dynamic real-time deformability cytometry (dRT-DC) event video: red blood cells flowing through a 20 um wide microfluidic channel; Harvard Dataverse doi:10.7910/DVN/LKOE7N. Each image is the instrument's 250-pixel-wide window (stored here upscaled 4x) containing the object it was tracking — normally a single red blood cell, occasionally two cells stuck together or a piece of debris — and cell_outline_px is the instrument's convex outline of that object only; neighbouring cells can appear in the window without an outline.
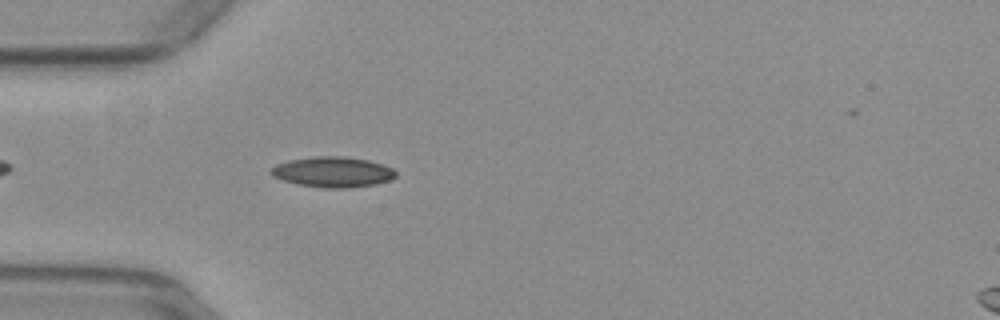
{"species": "common noctule bat (a hibernating species)", "species_latin": "Nyctalus noctula", "temperature_condition": "warm", "stored_images_in_passage": 42, "camera_frame_rate_fps": 3000, "um_per_image_px": 0.085, "animal": {"sex": "female", "body_mass_g": 29.2, "forearm_length_mm": 56.3}, "frame": {"image": 1, "passage_image": 5, "time_ms": 1.333, "image_size_px": [1000, 320], "cell_outline_px": [[396, 176], [388, 180], [376, 184], [344, 188], [324, 188], [296, 184], [272, 176], [268, 172], [276, 164], [288, 160], [316, 156], [344, 156], [368, 160], [392, 168], [396, 172]], "centroid_in_image_um": [28.25, 14.62], "position_along_channel_um": 56.8, "area_um2": 22.08}}
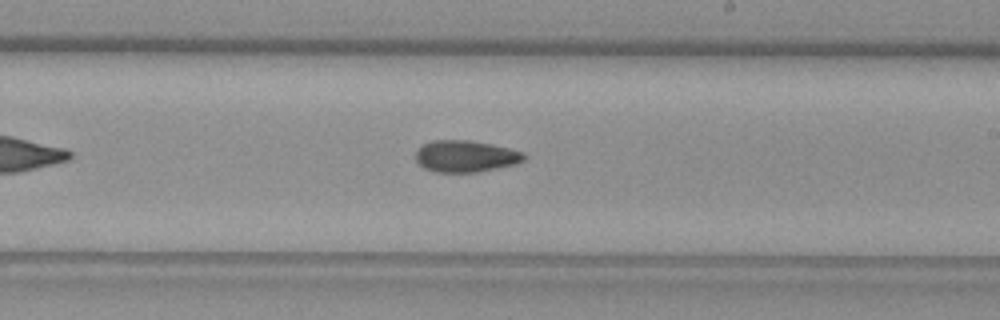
{"frame": {"image": 2, "passage_image": 20, "time_ms": 6.333, "image_size_px": [1000, 320], "cell_outline_px": [[528, 156], [524, 160], [516, 164], [480, 172], [436, 172], [424, 168], [416, 160], [416, 148], [420, 144], [432, 140], [468, 140], [508, 148], [524, 152]], "centroid_in_image_um": [39.56, 13.28], "position_along_channel_um": 249.4, "area_um2": 20.17}}
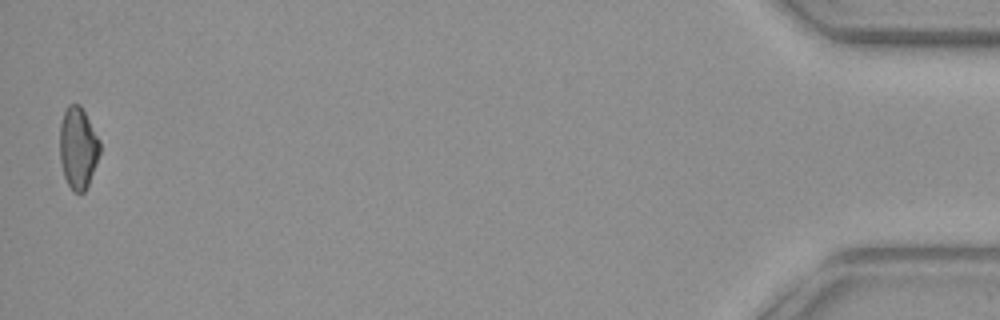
{"frame": {"image": 3, "passage_image": 41, "time_ms": 13.333, "image_size_px": [1000, 320], "cell_outline_px": [[100, 152], [96, 164], [88, 184], [84, 192], [72, 192], [64, 176], [60, 160], [60, 124], [64, 112], [68, 104], [80, 104], [100, 140]], "centroid_in_image_um": [6.63, 12.56], "position_along_channel_um": 428.6, "area_um2": 19.02}}